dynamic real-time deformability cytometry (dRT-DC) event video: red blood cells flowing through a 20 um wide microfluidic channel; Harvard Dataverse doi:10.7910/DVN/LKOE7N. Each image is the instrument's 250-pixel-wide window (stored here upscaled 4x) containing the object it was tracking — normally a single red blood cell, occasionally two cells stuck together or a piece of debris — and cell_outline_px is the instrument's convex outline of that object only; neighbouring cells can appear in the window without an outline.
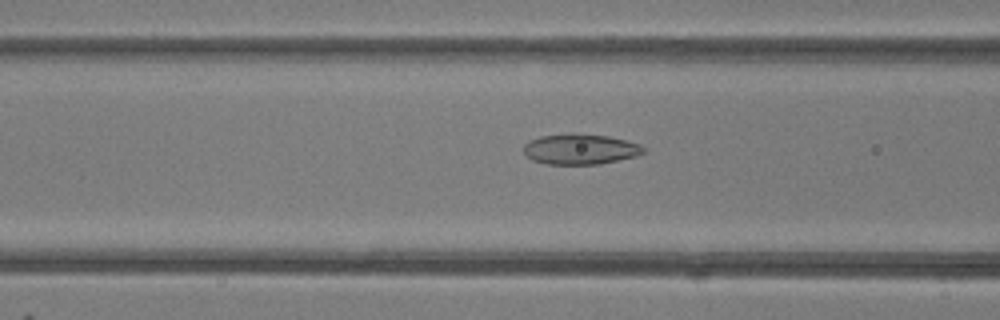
{"species": "common noctule bat (a hibernating species)", "species_latin": "Nyctalus noctula", "temperature_condition": "room temperature", "stored_images_in_passage": 48, "camera_frame_rate_fps": 3000, "um_per_image_px": 0.085, "animal": {"sex": "female"}, "frame": {"image": 1, "passage_image": 19, "time_ms": 6.0, "image_size_px": [1000, 320], "cell_outline_px": [[644, 152], [636, 156], [600, 164], [544, 164], [532, 160], [524, 152], [524, 144], [528, 140], [540, 136], [572, 132], [608, 136], [640, 144], [644, 148]], "centroid_in_image_um": [49.28, 12.66], "position_along_channel_um": 117.3, "area_um2": 21.44}}
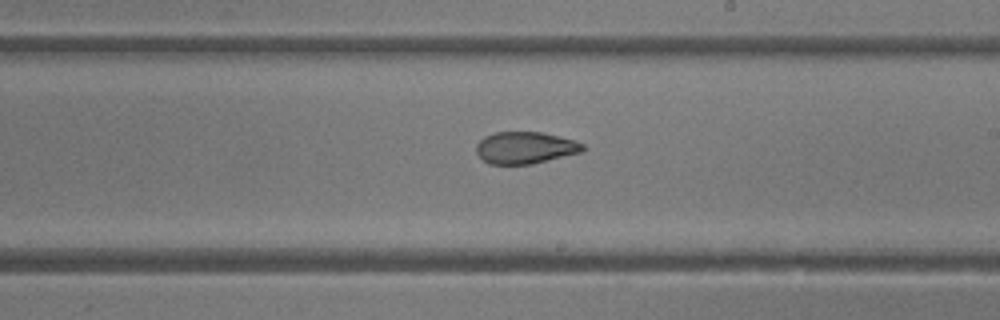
{"frame": {"image": 2, "passage_image": 28, "time_ms": 9.0, "image_size_px": [1000, 320], "cell_outline_px": [[588, 148], [580, 152], [532, 164], [488, 164], [476, 152], [476, 144], [484, 136], [496, 132], [544, 132], [576, 140], [584, 144]], "centroid_in_image_um": [44.66, 12.54], "position_along_channel_um": 244.3, "area_um2": 19.94}}
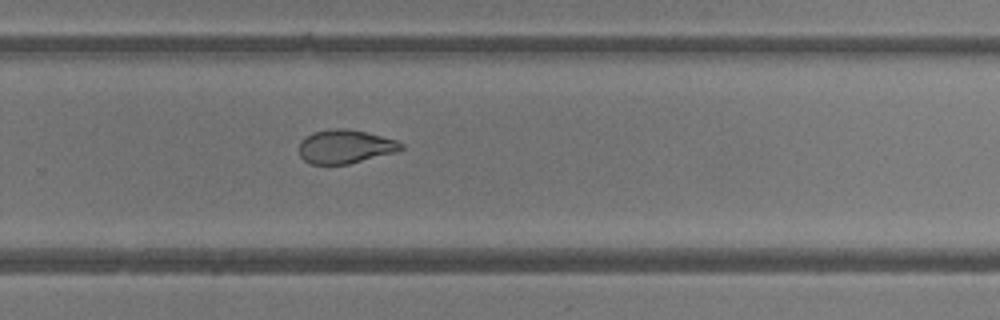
{"frame": {"image": 3, "passage_image": 32, "time_ms": 10.333, "image_size_px": [1000, 320], "cell_outline_px": [[404, 148], [396, 152], [348, 164], [308, 164], [300, 156], [300, 140], [304, 136], [312, 132], [332, 128], [344, 128], [368, 132], [396, 140], [404, 144]], "centroid_in_image_um": [29.33, 12.45], "position_along_channel_um": 300.5, "area_um2": 20.23}, "authors_computed_cell_mechanics": {"area_um2": 22.7443, "velocity_mm_per_s": 4.2359, "shape_relaxation_time_tau1_ms": 9.9703, "shape_relaxation_time_tau2_ms": 1.6527, "deformation_change_tau1": 0.2354, "deformation_change_tau2": 0.0768}}